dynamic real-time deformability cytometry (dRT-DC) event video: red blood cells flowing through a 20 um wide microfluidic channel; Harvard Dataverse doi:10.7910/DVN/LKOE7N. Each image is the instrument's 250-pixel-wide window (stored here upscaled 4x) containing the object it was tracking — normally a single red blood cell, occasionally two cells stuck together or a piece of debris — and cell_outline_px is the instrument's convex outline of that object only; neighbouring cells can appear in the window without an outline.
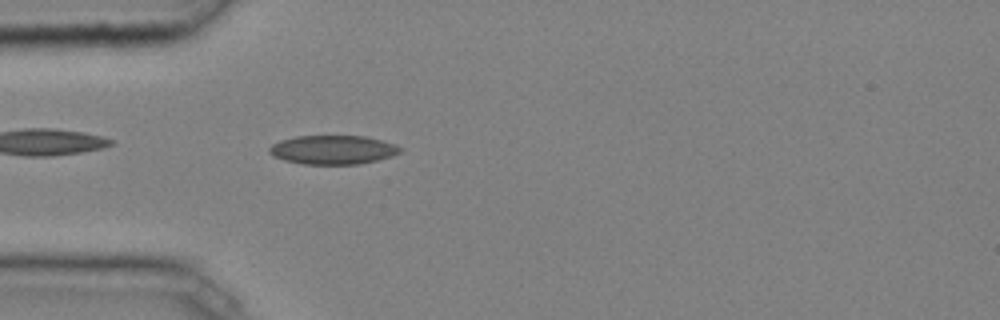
{"species": "common noctule bat (a hibernating species)", "species_latin": "Nyctalus noctula", "temperature_condition": "cold", "stored_images_in_passage": 32, "camera_frame_rate_fps": 3000, "um_per_image_px": 0.085, "animal": {"sex": "male", "body_mass_g": 20.4}, "frame": {"image": 1, "passage_image": 1, "time_ms": 0.0, "image_size_px": [1000, 320], "cell_outline_px": [[404, 148], [400, 152], [392, 156], [360, 164], [304, 164], [284, 160], [272, 156], [268, 152], [268, 148], [272, 144], [280, 140], [296, 136], [364, 136], [396, 144]], "centroid_in_image_um": [28.28, 12.73], "position_along_channel_um": 56.7, "area_um2": 22.14}}
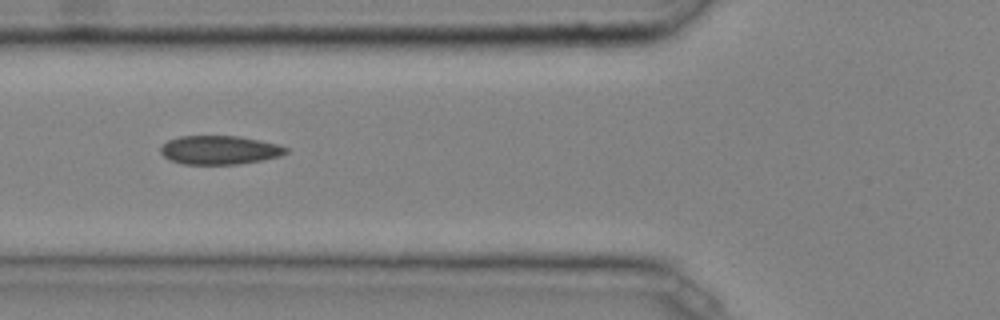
{"frame": {"image": 2, "passage_image": 5, "time_ms": 1.333, "image_size_px": [1000, 320], "cell_outline_px": [[288, 152], [280, 156], [264, 160], [240, 164], [184, 164], [172, 160], [164, 156], [160, 152], [160, 148], [168, 140], [180, 136], [240, 136], [260, 140], [276, 144], [288, 148]], "centroid_in_image_um": [18.69, 12.75], "position_along_channel_um": 107.1, "area_um2": 20.98}, "authors_computed_cell_mechanics": {"area_um2": 20.9236, "velocity_mm_per_s": 4.0762, "shape_relaxation_time_tau1_ms": null, "shape_relaxation_time_tau2_ms": 5.6868, "deformation_change_tau1": null, "deformation_change_tau2": 0.1211}}